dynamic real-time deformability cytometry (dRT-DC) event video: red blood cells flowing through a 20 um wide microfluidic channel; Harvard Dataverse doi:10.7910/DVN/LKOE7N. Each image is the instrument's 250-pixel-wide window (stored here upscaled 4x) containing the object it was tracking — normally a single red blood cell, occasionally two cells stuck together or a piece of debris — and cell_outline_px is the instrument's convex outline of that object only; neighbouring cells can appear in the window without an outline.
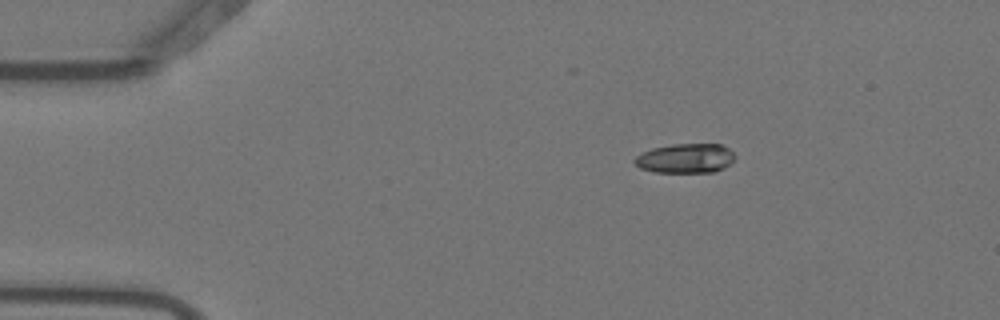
{"species": "Egyptian fruit bat (a non-hibernating species)", "species_latin": "Rousettus aegyptiacus", "temperature_condition": "warm", "stored_images_in_passage": 4, "camera_frame_rate_fps": 3000, "um_per_image_px": 0.085, "animal": {"sex": "female"}, "frame": {"image": 1, "passage_image": 3, "time_ms": 0.667, "image_size_px": [1000, 320], "cell_outline_px": [[736, 156], [724, 168], [716, 172], [656, 172], [640, 168], [632, 160], [636, 156], [652, 148], [672, 144], [720, 144], [728, 148]], "centroid_in_image_um": [58.26, 13.46], "position_along_channel_um": 26.7, "area_um2": 17.17}}